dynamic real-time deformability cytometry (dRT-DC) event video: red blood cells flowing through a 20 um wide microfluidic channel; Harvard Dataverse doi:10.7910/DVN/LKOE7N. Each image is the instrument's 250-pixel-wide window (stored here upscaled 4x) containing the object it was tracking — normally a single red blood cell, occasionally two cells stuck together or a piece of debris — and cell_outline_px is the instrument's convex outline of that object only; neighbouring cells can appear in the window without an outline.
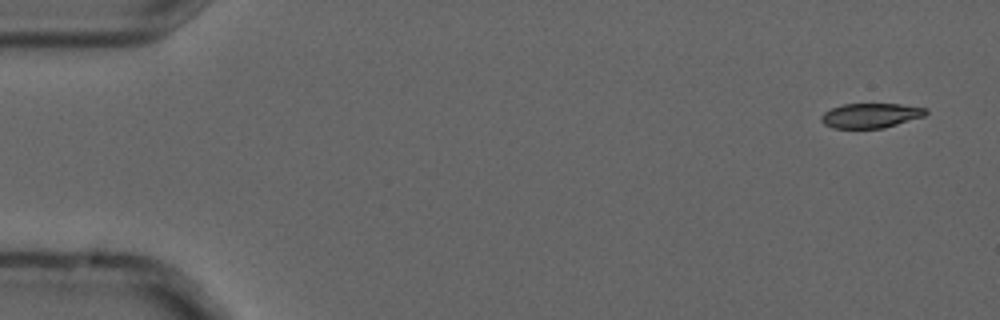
{"species": "common noctule bat (a hibernating species)", "species_latin": "Nyctalus noctula", "temperature_condition": "cold", "stored_images_in_passage": 5, "camera_frame_rate_fps": 3000, "um_per_image_px": 0.085, "animal": {"sex": "male", "forearm_length_mm": 52.5}, "frame": {"image": 1, "passage_image": 1, "time_ms": 0.0, "image_size_px": [1000, 320], "cell_outline_px": [[928, 112], [924, 116], [884, 128], [832, 128], [824, 124], [820, 120], [820, 116], [824, 112], [832, 108], [844, 104], [900, 104], [928, 108]], "centroid_in_image_um": [74.01, 9.82], "position_along_channel_um": 11.0, "area_um2": 15.09}}
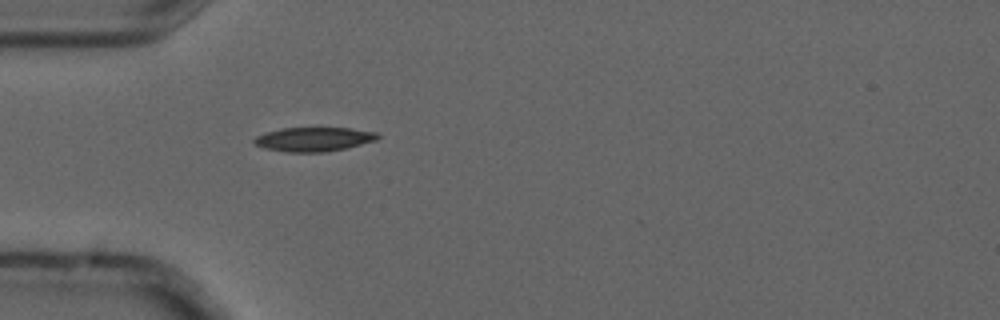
{"frame": {"image": 2, "passage_image": 5, "time_ms": 1.333, "image_size_px": [1000, 320], "cell_outline_px": [[380, 136], [376, 140], [344, 148], [324, 152], [288, 152], [264, 148], [256, 144], [252, 140], [256, 136], [280, 128], [348, 128], [376, 132]], "centroid_in_image_um": [26.65, 11.83], "position_along_channel_um": 58.3, "area_um2": 17.11}}